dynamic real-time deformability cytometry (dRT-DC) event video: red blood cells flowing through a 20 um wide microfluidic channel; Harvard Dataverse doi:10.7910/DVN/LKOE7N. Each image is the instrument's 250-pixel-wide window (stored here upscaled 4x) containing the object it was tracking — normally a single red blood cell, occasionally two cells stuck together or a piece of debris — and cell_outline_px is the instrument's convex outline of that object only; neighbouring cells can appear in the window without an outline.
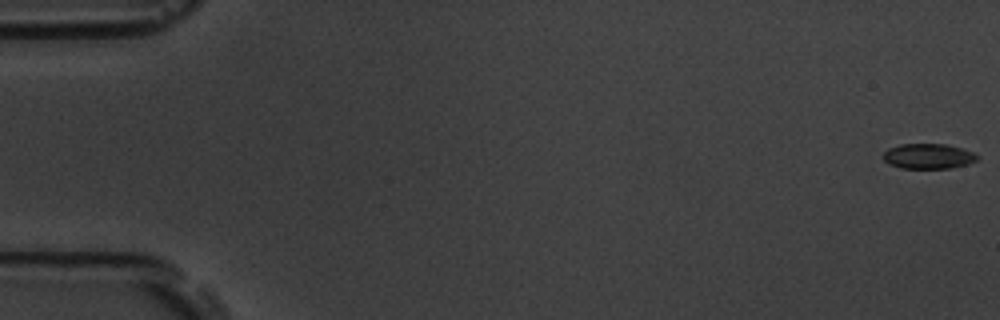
{"species": "common noctule bat (a hibernating species)", "species_latin": "Nyctalus noctula", "temperature_condition": "room temperature", "stored_images_in_passage": 56, "camera_frame_rate_fps": 3000, "um_per_image_px": 0.085, "animal": {"sex": "male", "body_mass_g": 19.5, "forearm_length_mm": 54.6}, "frame": {"image": 1, "passage_image": 1, "time_ms": 0.0, "image_size_px": [1000, 320], "cell_outline_px": [[980, 156], [976, 160], [968, 164], [952, 168], [900, 168], [888, 164], [884, 160], [884, 152], [888, 148], [900, 144], [948, 144], [964, 148]], "centroid_in_image_um": [78.92, 13.27], "position_along_channel_um": 6.1, "area_um2": 13.93}}
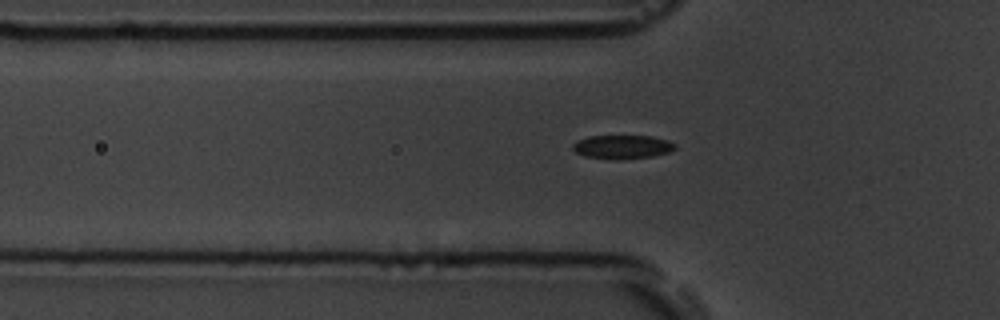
{"frame": {"image": 2, "passage_image": 19, "time_ms": 6.0, "image_size_px": [1000, 320], "cell_outline_px": [[676, 148], [668, 152], [652, 156], [620, 160], [612, 160], [584, 156], [576, 152], [572, 148], [572, 144], [576, 140], [588, 136], [652, 136], [668, 140], [676, 144]], "centroid_in_image_um": [52.87, 12.49], "position_along_channel_um": 72.9, "area_um2": 14.33}}
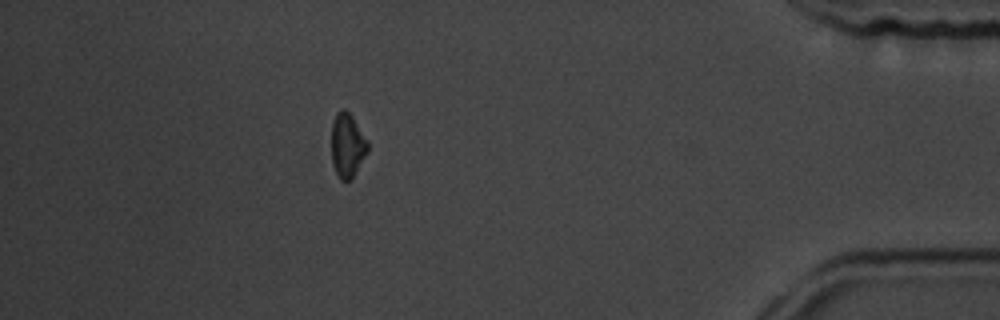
{"frame": {"image": 3, "passage_image": 50, "time_ms": 16.333, "image_size_px": [1000, 320], "cell_outline_px": [[368, 152], [352, 180], [340, 180], [332, 164], [332, 124], [336, 112], [340, 108], [344, 108], [352, 116], [368, 140]], "centroid_in_image_um": [29.54, 12.35], "position_along_channel_um": 405.7, "area_um2": 13.76}, "authors_computed_cell_mechanics": {"area_um2": 14.3344, "velocity_mm_per_s": 3.6833, "shape_relaxation_time_tau1_ms": 2.17, "shape_relaxation_time_tau2_ms": 3.2021, "deformation_change_tau1": 0.0814, "deformation_change_tau2": 0.0642}}